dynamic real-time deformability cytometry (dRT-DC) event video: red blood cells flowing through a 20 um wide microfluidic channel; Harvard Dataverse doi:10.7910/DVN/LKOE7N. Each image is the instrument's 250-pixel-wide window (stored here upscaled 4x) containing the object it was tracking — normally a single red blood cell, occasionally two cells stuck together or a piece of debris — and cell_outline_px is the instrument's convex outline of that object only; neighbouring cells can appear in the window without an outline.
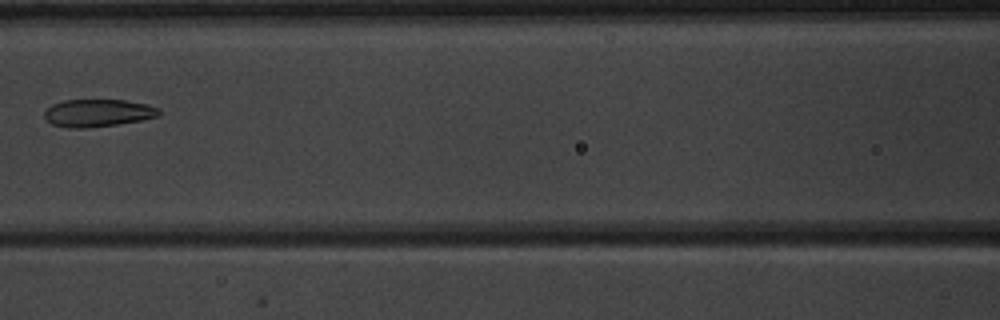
{"species": "common noctule bat (a hibernating species)", "species_latin": "Nyctalus noctula", "temperature_condition": "warm", "stored_images_in_passage": 5, "camera_frame_rate_fps": 3000, "um_per_image_px": 0.085, "animal": {"sex": "male", "body_mass_g": 20.1, "forearm_length_mm": 53.5}, "frame": {"image": 1, "passage_image": 5, "time_ms": 4.667, "image_size_px": [1000, 320], "cell_outline_px": [[160, 116], [144, 120], [88, 128], [68, 128], [52, 124], [44, 120], [44, 112], [52, 104], [64, 100], [124, 100], [148, 104], [160, 108]], "centroid_in_image_um": [8.33, 9.6], "position_along_channel_um": 158.3, "area_um2": 18.61}}